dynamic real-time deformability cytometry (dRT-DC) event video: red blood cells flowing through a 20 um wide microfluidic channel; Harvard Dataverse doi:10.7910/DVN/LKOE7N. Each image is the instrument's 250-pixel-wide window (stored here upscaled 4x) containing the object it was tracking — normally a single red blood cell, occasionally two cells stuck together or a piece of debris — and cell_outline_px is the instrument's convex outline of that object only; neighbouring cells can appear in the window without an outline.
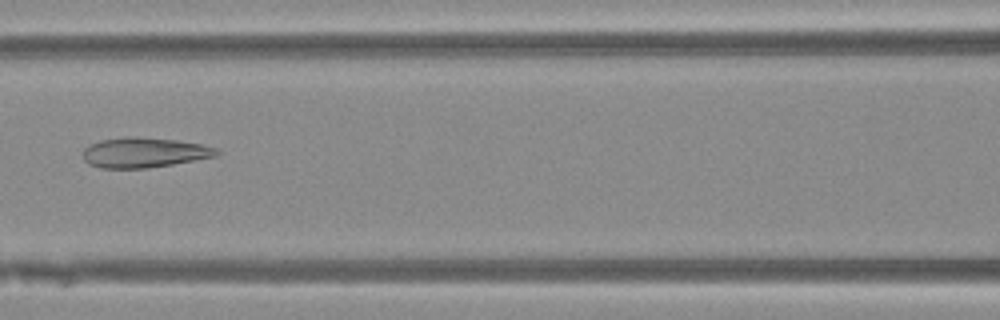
{"species": "Egyptian fruit bat (a non-hibernating species)", "species_latin": "Rousettus aegyptiacus", "temperature_condition": "warm", "stored_images_in_passage": 33, "camera_frame_rate_fps": 3000, "um_per_image_px": 0.085, "animal": {"sex": "female"}, "frame": {"image": 1, "passage_image": 7, "time_ms": 2.0, "image_size_px": [1000, 320], "cell_outline_px": [[220, 152], [216, 156], [172, 164], [148, 168], [100, 168], [88, 164], [84, 160], [84, 148], [88, 144], [100, 140], [124, 136], [136, 136], [176, 140], [200, 144], [216, 148]], "centroid_in_image_um": [12.21, 12.96], "position_along_channel_um": 154.4, "area_um2": 23.47}}
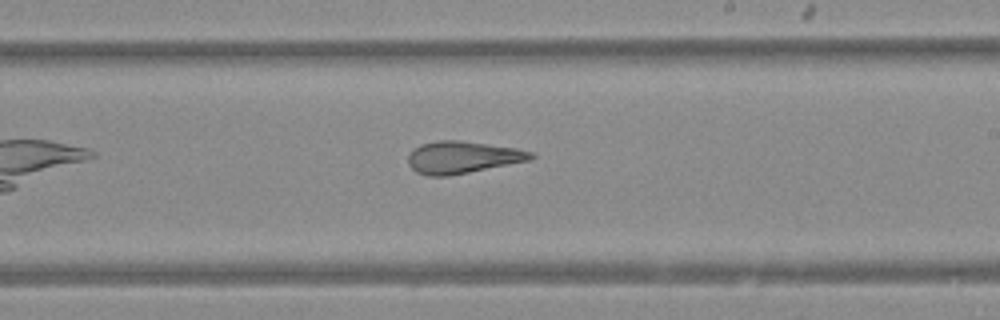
{"frame": {"image": 2, "passage_image": 14, "time_ms": 4.333, "image_size_px": [1000, 320], "cell_outline_px": [[536, 156], [532, 160], [448, 176], [428, 176], [416, 172], [408, 164], [408, 156], [412, 148], [420, 144], [440, 140], [460, 140], [516, 148], [532, 152]], "centroid_in_image_um": [39.3, 13.37], "position_along_channel_um": 249.7, "area_um2": 23.12}}
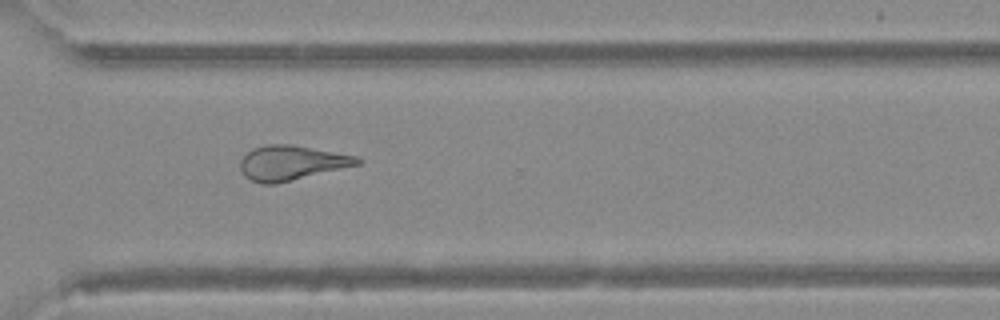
{"frame": {"image": 3, "passage_image": 21, "time_ms": 6.667, "image_size_px": [1000, 320], "cell_outline_px": [[360, 164], [276, 184], [260, 184], [244, 176], [240, 168], [240, 160], [252, 148], [268, 144], [292, 144], [356, 156], [360, 160]], "centroid_in_image_um": [24.73, 13.84], "position_along_channel_um": 345.9, "area_um2": 23.52}}